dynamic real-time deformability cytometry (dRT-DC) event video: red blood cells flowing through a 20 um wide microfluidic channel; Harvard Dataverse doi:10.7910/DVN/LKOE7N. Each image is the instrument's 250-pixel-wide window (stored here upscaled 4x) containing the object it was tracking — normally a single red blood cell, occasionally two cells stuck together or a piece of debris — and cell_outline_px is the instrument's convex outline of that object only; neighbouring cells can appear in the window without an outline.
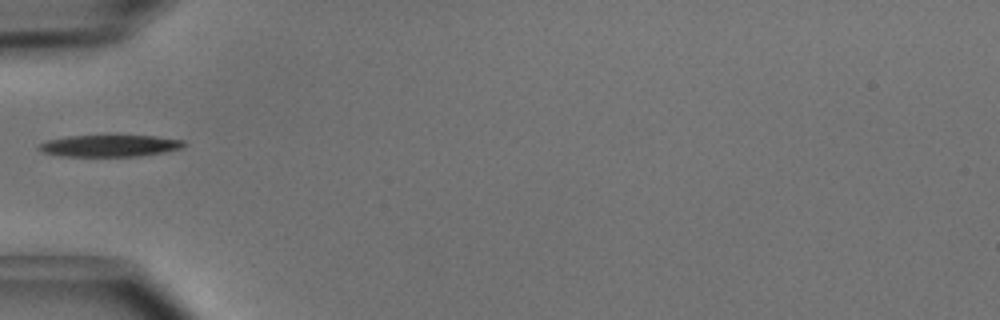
{"species": "common noctule bat (a hibernating species)", "species_latin": "Nyctalus noctula", "temperature_condition": "cold", "stored_images_in_passage": 6, "camera_frame_rate_fps": 3000, "um_per_image_px": 0.085, "animal": {"sex": "male", "body_mass_g": 15.6}, "frame": {"image": 1, "passage_image": 5, "time_ms": 1.333, "image_size_px": [1000, 320], "cell_outline_px": [[188, 144], [184, 148], [168, 152], [140, 156], [60, 156], [40, 152], [36, 148], [44, 140], [68, 136], [156, 136], [184, 140]], "centroid_in_image_um": [9.35, 12.4], "position_along_channel_um": 75.6, "area_um2": 18.73}}